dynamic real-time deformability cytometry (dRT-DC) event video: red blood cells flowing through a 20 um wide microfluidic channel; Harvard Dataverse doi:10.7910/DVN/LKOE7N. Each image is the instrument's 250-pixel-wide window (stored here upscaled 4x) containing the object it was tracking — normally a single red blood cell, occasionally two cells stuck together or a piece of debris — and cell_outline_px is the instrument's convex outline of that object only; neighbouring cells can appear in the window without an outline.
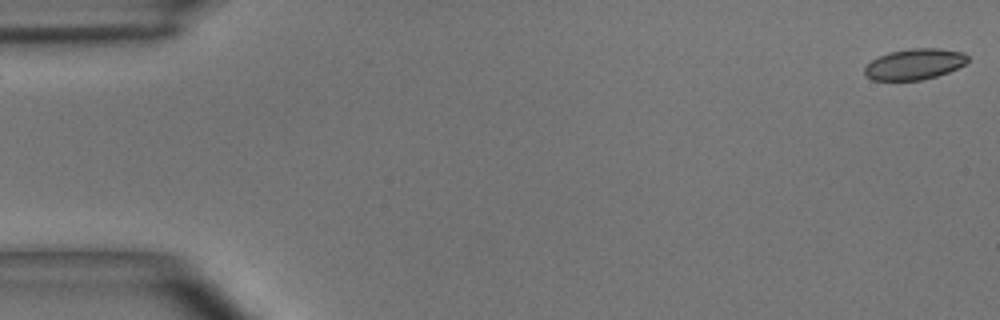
{"species": "common noctule bat (a hibernating species)", "species_latin": "Nyctalus noctula", "temperature_condition": "room temperature", "stored_images_in_passage": 2, "camera_frame_rate_fps": 3000, "um_per_image_px": 0.085, "animal": {"sex": "male", "body_mass_g": 15.6}, "frame": {"image": 1, "passage_image": 2, "time_ms": 0.333, "image_size_px": [1000, 320], "cell_outline_px": [[968, 60], [964, 64], [948, 72], [936, 76], [920, 80], [872, 80], [864, 72], [864, 68], [872, 60], [888, 52], [912, 48], [940, 48], [964, 52], [968, 56]], "centroid_in_image_um": [77.74, 5.44], "position_along_channel_um": 7.3, "area_um2": 18.44}}